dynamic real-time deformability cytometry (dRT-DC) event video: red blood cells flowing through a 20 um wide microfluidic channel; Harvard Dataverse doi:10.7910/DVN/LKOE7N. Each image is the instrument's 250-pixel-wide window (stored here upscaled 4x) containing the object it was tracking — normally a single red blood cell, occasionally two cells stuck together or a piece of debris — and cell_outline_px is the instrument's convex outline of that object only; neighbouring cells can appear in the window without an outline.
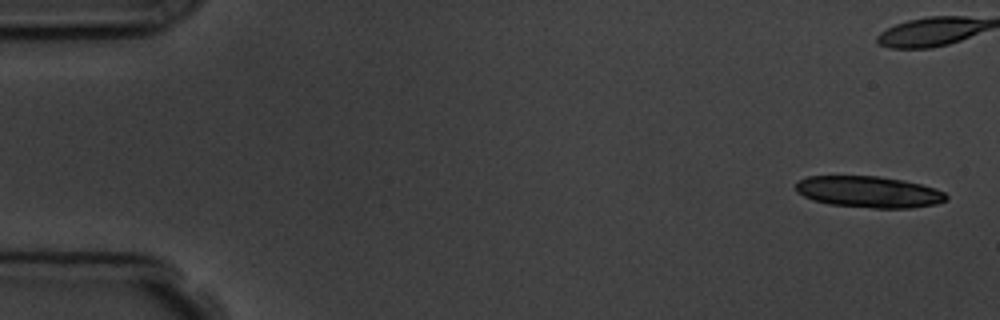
{"species": "common noctule bat (a hibernating species)", "species_latin": "Nyctalus noctula", "temperature_condition": "room temperature", "stored_images_in_passage": 5, "camera_frame_rate_fps": 3000, "um_per_image_px": 0.085, "animal": {"sex": "male", "body_mass_g": 19.5, "forearm_length_mm": 54.6}, "frame": {"image": 1, "passage_image": 1, "time_ms": 0.0, "image_size_px": [1000, 320], "cell_outline_px": [[948, 200], [936, 204], [912, 208], [872, 208], [828, 204], [812, 200], [796, 192], [796, 180], [808, 176], [880, 176], [904, 180], [936, 188], [944, 192], [948, 196]], "centroid_in_image_um": [73.85, 16.31], "position_along_channel_um": 11.2, "area_um2": 27.86}}